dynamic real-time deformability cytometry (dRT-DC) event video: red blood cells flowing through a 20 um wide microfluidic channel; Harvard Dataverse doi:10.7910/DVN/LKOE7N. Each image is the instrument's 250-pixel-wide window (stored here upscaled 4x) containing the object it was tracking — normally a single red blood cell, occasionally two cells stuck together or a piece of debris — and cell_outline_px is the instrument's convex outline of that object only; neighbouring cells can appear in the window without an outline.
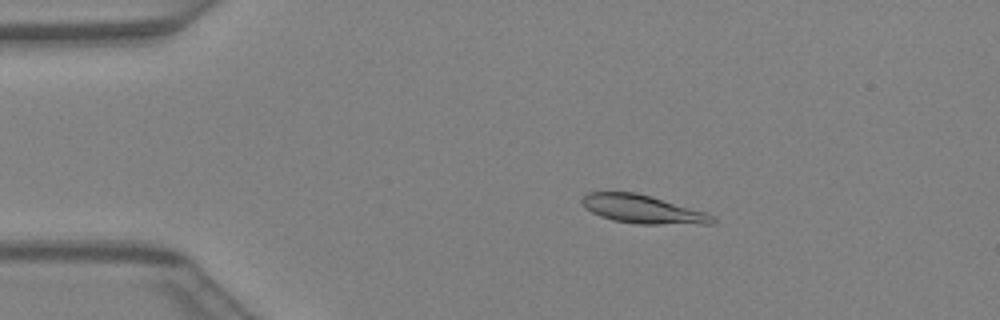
{"species": "Egyptian fruit bat (a non-hibernating species)", "species_latin": "Rousettus aegyptiacus", "temperature_condition": "warm", "stored_images_in_passage": 42, "camera_frame_rate_fps": 3000, "um_per_image_px": 0.085, "animal": {"sex": "female"}, "frame": {"image": 1, "passage_image": 8, "time_ms": 2.333, "image_size_px": [1000, 320], "cell_outline_px": [[716, 220], [712, 224], [636, 224], [612, 220], [600, 216], [584, 208], [580, 200], [588, 192], [636, 192], [704, 212], [712, 216]], "centroid_in_image_um": [54.57, 17.79], "position_along_channel_um": 30.4, "area_um2": 21.39}}
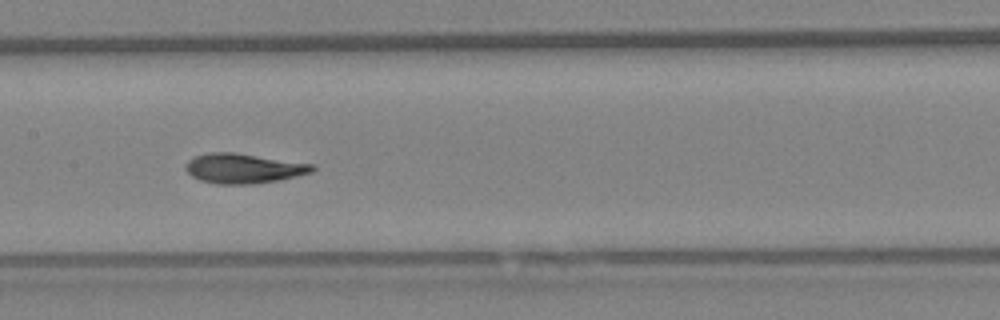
{"frame": {"image": 2, "passage_image": 21, "time_ms": 6.667, "image_size_px": [1000, 320], "cell_outline_px": [[316, 168], [312, 172], [280, 180], [252, 184], [216, 184], [200, 180], [192, 176], [184, 168], [184, 164], [188, 160], [196, 156], [212, 152], [236, 152], [316, 164]], "centroid_in_image_um": [20.72, 14.31], "position_along_channel_um": 186.7, "area_um2": 22.25}}
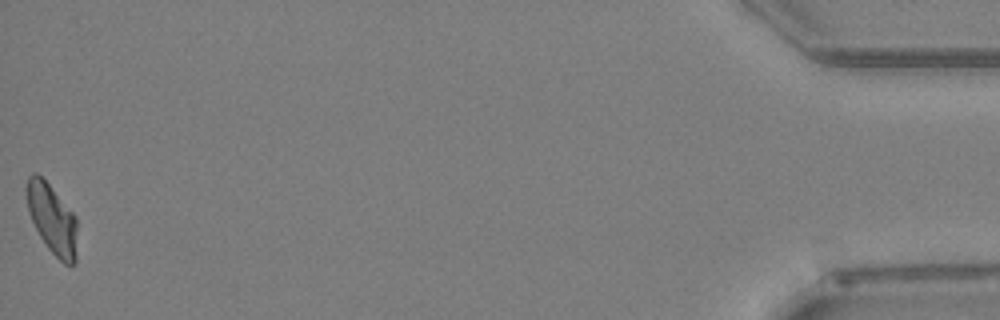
{"frame": {"image": 3, "passage_image": 42, "time_ms": 13.667, "image_size_px": [1000, 320], "cell_outline_px": [[76, 260], [72, 264], [64, 264], [48, 248], [40, 236], [28, 212], [24, 192], [24, 188], [28, 176], [32, 172], [36, 172], [48, 184], [76, 216]], "centroid_in_image_um": [4.39, 18.57], "position_along_channel_um": 430.8, "area_um2": 20.52}}